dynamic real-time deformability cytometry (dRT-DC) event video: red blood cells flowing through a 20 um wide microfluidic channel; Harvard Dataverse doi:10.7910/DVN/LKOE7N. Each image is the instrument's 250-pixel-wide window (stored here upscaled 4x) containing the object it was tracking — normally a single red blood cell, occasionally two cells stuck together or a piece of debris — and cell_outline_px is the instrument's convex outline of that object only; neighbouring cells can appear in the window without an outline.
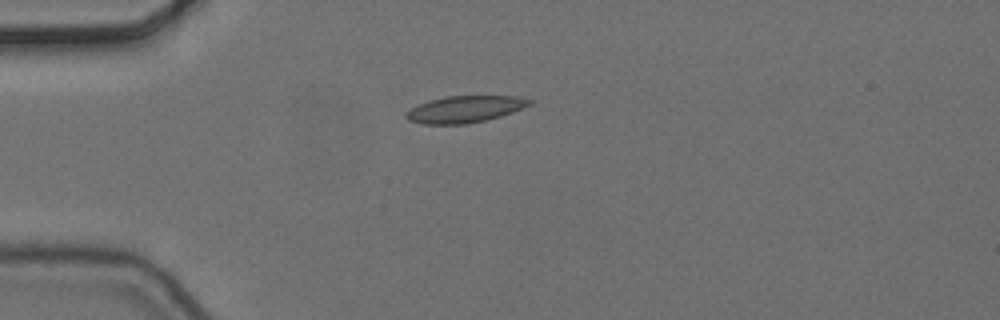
{"species": "common noctule bat (a hibernating species)", "species_latin": "Nyctalus noctula", "temperature_condition": "cold", "stored_images_in_passage": 2, "camera_frame_rate_fps": 3000, "um_per_image_px": 0.085, "animal": {"sex": "female", "body_mass_g": 24.6, "forearm_length_mm": 56.2}, "frame": {"image": 1, "passage_image": 1, "time_ms": 0.0, "image_size_px": [1000, 320], "cell_outline_px": [[532, 104], [512, 112], [500, 116], [468, 124], [424, 124], [408, 120], [404, 116], [404, 112], [420, 104], [432, 100], [448, 96], [516, 96], [532, 100]], "centroid_in_image_um": [39.5, 9.29], "position_along_channel_um": 45.5, "area_um2": 19.02}}